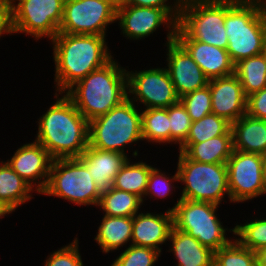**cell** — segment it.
Instances as JSON below:
<instances>
[{
	"mask_svg": "<svg viewBox=\"0 0 266 266\" xmlns=\"http://www.w3.org/2000/svg\"><path fill=\"white\" fill-rule=\"evenodd\" d=\"M51 42L55 93H65L76 82L113 58L106 36L57 33Z\"/></svg>",
	"mask_w": 266,
	"mask_h": 266,
	"instance_id": "obj_1",
	"label": "cell"
},
{
	"mask_svg": "<svg viewBox=\"0 0 266 266\" xmlns=\"http://www.w3.org/2000/svg\"><path fill=\"white\" fill-rule=\"evenodd\" d=\"M54 95L56 101L38 119L35 141L53 159L78 158L88 147L89 121L64 93Z\"/></svg>",
	"mask_w": 266,
	"mask_h": 266,
	"instance_id": "obj_2",
	"label": "cell"
},
{
	"mask_svg": "<svg viewBox=\"0 0 266 266\" xmlns=\"http://www.w3.org/2000/svg\"><path fill=\"white\" fill-rule=\"evenodd\" d=\"M126 71L112 58L103 67L76 82L64 94L91 121L128 98Z\"/></svg>",
	"mask_w": 266,
	"mask_h": 266,
	"instance_id": "obj_3",
	"label": "cell"
},
{
	"mask_svg": "<svg viewBox=\"0 0 266 266\" xmlns=\"http://www.w3.org/2000/svg\"><path fill=\"white\" fill-rule=\"evenodd\" d=\"M224 25L234 64L266 52V11L259 0H226Z\"/></svg>",
	"mask_w": 266,
	"mask_h": 266,
	"instance_id": "obj_4",
	"label": "cell"
},
{
	"mask_svg": "<svg viewBox=\"0 0 266 266\" xmlns=\"http://www.w3.org/2000/svg\"><path fill=\"white\" fill-rule=\"evenodd\" d=\"M138 106L127 98L106 114L89 121L88 146L127 155V146L143 141Z\"/></svg>",
	"mask_w": 266,
	"mask_h": 266,
	"instance_id": "obj_5",
	"label": "cell"
},
{
	"mask_svg": "<svg viewBox=\"0 0 266 266\" xmlns=\"http://www.w3.org/2000/svg\"><path fill=\"white\" fill-rule=\"evenodd\" d=\"M226 0H182L175 40H197L227 50Z\"/></svg>",
	"mask_w": 266,
	"mask_h": 266,
	"instance_id": "obj_6",
	"label": "cell"
},
{
	"mask_svg": "<svg viewBox=\"0 0 266 266\" xmlns=\"http://www.w3.org/2000/svg\"><path fill=\"white\" fill-rule=\"evenodd\" d=\"M176 204L168 210L173 212L174 227L196 238L203 246L216 252L228 245L233 239L226 237V231L233 229L223 227L218 219L219 205L209 202H195L177 198Z\"/></svg>",
	"mask_w": 266,
	"mask_h": 266,
	"instance_id": "obj_7",
	"label": "cell"
},
{
	"mask_svg": "<svg viewBox=\"0 0 266 266\" xmlns=\"http://www.w3.org/2000/svg\"><path fill=\"white\" fill-rule=\"evenodd\" d=\"M177 171L184 184L180 199L220 205L226 195L231 203L226 163H201L179 152Z\"/></svg>",
	"mask_w": 266,
	"mask_h": 266,
	"instance_id": "obj_8",
	"label": "cell"
},
{
	"mask_svg": "<svg viewBox=\"0 0 266 266\" xmlns=\"http://www.w3.org/2000/svg\"><path fill=\"white\" fill-rule=\"evenodd\" d=\"M41 194L96 207L101 197L87 167L78 158L53 159L47 186Z\"/></svg>",
	"mask_w": 266,
	"mask_h": 266,
	"instance_id": "obj_9",
	"label": "cell"
},
{
	"mask_svg": "<svg viewBox=\"0 0 266 266\" xmlns=\"http://www.w3.org/2000/svg\"><path fill=\"white\" fill-rule=\"evenodd\" d=\"M65 0H11L13 34L51 41L59 32ZM17 2V4H16Z\"/></svg>",
	"mask_w": 266,
	"mask_h": 266,
	"instance_id": "obj_10",
	"label": "cell"
},
{
	"mask_svg": "<svg viewBox=\"0 0 266 266\" xmlns=\"http://www.w3.org/2000/svg\"><path fill=\"white\" fill-rule=\"evenodd\" d=\"M116 7L105 0H65L58 33L106 36L116 22Z\"/></svg>",
	"mask_w": 266,
	"mask_h": 266,
	"instance_id": "obj_11",
	"label": "cell"
},
{
	"mask_svg": "<svg viewBox=\"0 0 266 266\" xmlns=\"http://www.w3.org/2000/svg\"><path fill=\"white\" fill-rule=\"evenodd\" d=\"M181 8H152L120 5L116 9V22L124 37L130 40L144 39L166 25L167 41L175 39L177 21Z\"/></svg>",
	"mask_w": 266,
	"mask_h": 266,
	"instance_id": "obj_12",
	"label": "cell"
},
{
	"mask_svg": "<svg viewBox=\"0 0 266 266\" xmlns=\"http://www.w3.org/2000/svg\"><path fill=\"white\" fill-rule=\"evenodd\" d=\"M226 166L231 203H243L266 195L263 155L233 150Z\"/></svg>",
	"mask_w": 266,
	"mask_h": 266,
	"instance_id": "obj_13",
	"label": "cell"
},
{
	"mask_svg": "<svg viewBox=\"0 0 266 266\" xmlns=\"http://www.w3.org/2000/svg\"><path fill=\"white\" fill-rule=\"evenodd\" d=\"M128 98L146 108H168L179 102L170 75L164 68L126 71ZM132 96V97H131Z\"/></svg>",
	"mask_w": 266,
	"mask_h": 266,
	"instance_id": "obj_14",
	"label": "cell"
},
{
	"mask_svg": "<svg viewBox=\"0 0 266 266\" xmlns=\"http://www.w3.org/2000/svg\"><path fill=\"white\" fill-rule=\"evenodd\" d=\"M6 162L38 195L45 190L53 158L39 142L23 144Z\"/></svg>",
	"mask_w": 266,
	"mask_h": 266,
	"instance_id": "obj_15",
	"label": "cell"
},
{
	"mask_svg": "<svg viewBox=\"0 0 266 266\" xmlns=\"http://www.w3.org/2000/svg\"><path fill=\"white\" fill-rule=\"evenodd\" d=\"M165 45L167 46L165 67L179 98L208 85L209 79L175 39Z\"/></svg>",
	"mask_w": 266,
	"mask_h": 266,
	"instance_id": "obj_16",
	"label": "cell"
},
{
	"mask_svg": "<svg viewBox=\"0 0 266 266\" xmlns=\"http://www.w3.org/2000/svg\"><path fill=\"white\" fill-rule=\"evenodd\" d=\"M212 113L231 124L246 114L247 97L235 74L209 80Z\"/></svg>",
	"mask_w": 266,
	"mask_h": 266,
	"instance_id": "obj_17",
	"label": "cell"
},
{
	"mask_svg": "<svg viewBox=\"0 0 266 266\" xmlns=\"http://www.w3.org/2000/svg\"><path fill=\"white\" fill-rule=\"evenodd\" d=\"M173 226V212L170 210L159 214L141 211L133 216L131 244L152 248L161 253V245L169 240Z\"/></svg>",
	"mask_w": 266,
	"mask_h": 266,
	"instance_id": "obj_18",
	"label": "cell"
},
{
	"mask_svg": "<svg viewBox=\"0 0 266 266\" xmlns=\"http://www.w3.org/2000/svg\"><path fill=\"white\" fill-rule=\"evenodd\" d=\"M78 159L87 167L96 188L102 194L113 187L117 173L129 158L115 151L88 146Z\"/></svg>",
	"mask_w": 266,
	"mask_h": 266,
	"instance_id": "obj_19",
	"label": "cell"
},
{
	"mask_svg": "<svg viewBox=\"0 0 266 266\" xmlns=\"http://www.w3.org/2000/svg\"><path fill=\"white\" fill-rule=\"evenodd\" d=\"M211 80L234 74L235 64L228 51L197 40H176Z\"/></svg>",
	"mask_w": 266,
	"mask_h": 266,
	"instance_id": "obj_20",
	"label": "cell"
},
{
	"mask_svg": "<svg viewBox=\"0 0 266 266\" xmlns=\"http://www.w3.org/2000/svg\"><path fill=\"white\" fill-rule=\"evenodd\" d=\"M168 241L172 243L169 251L178 260L176 266H213L214 252L188 233L173 226Z\"/></svg>",
	"mask_w": 266,
	"mask_h": 266,
	"instance_id": "obj_21",
	"label": "cell"
},
{
	"mask_svg": "<svg viewBox=\"0 0 266 266\" xmlns=\"http://www.w3.org/2000/svg\"><path fill=\"white\" fill-rule=\"evenodd\" d=\"M231 131L234 150L266 154V120L245 114L231 124Z\"/></svg>",
	"mask_w": 266,
	"mask_h": 266,
	"instance_id": "obj_22",
	"label": "cell"
},
{
	"mask_svg": "<svg viewBox=\"0 0 266 266\" xmlns=\"http://www.w3.org/2000/svg\"><path fill=\"white\" fill-rule=\"evenodd\" d=\"M233 150L232 135H220L201 143H183L179 147V152L189 159L210 164L227 163Z\"/></svg>",
	"mask_w": 266,
	"mask_h": 266,
	"instance_id": "obj_23",
	"label": "cell"
},
{
	"mask_svg": "<svg viewBox=\"0 0 266 266\" xmlns=\"http://www.w3.org/2000/svg\"><path fill=\"white\" fill-rule=\"evenodd\" d=\"M95 242L103 253L114 252L132 240L133 217L103 215Z\"/></svg>",
	"mask_w": 266,
	"mask_h": 266,
	"instance_id": "obj_24",
	"label": "cell"
},
{
	"mask_svg": "<svg viewBox=\"0 0 266 266\" xmlns=\"http://www.w3.org/2000/svg\"><path fill=\"white\" fill-rule=\"evenodd\" d=\"M33 192L36 191L6 161L0 162V200L15 212L26 201L32 200Z\"/></svg>",
	"mask_w": 266,
	"mask_h": 266,
	"instance_id": "obj_25",
	"label": "cell"
},
{
	"mask_svg": "<svg viewBox=\"0 0 266 266\" xmlns=\"http://www.w3.org/2000/svg\"><path fill=\"white\" fill-rule=\"evenodd\" d=\"M143 200L132 194L112 187L101 194L98 206L105 216L133 217L139 213Z\"/></svg>",
	"mask_w": 266,
	"mask_h": 266,
	"instance_id": "obj_26",
	"label": "cell"
},
{
	"mask_svg": "<svg viewBox=\"0 0 266 266\" xmlns=\"http://www.w3.org/2000/svg\"><path fill=\"white\" fill-rule=\"evenodd\" d=\"M234 74L240 80L246 97L266 87V52L235 64Z\"/></svg>",
	"mask_w": 266,
	"mask_h": 266,
	"instance_id": "obj_27",
	"label": "cell"
},
{
	"mask_svg": "<svg viewBox=\"0 0 266 266\" xmlns=\"http://www.w3.org/2000/svg\"><path fill=\"white\" fill-rule=\"evenodd\" d=\"M130 159L131 158L126 161L117 173L113 187L115 189L136 194L141 197L144 202L148 176L153 166L142 161L131 163Z\"/></svg>",
	"mask_w": 266,
	"mask_h": 266,
	"instance_id": "obj_28",
	"label": "cell"
},
{
	"mask_svg": "<svg viewBox=\"0 0 266 266\" xmlns=\"http://www.w3.org/2000/svg\"><path fill=\"white\" fill-rule=\"evenodd\" d=\"M143 141L170 144L168 108H146L141 111ZM155 142V143H154Z\"/></svg>",
	"mask_w": 266,
	"mask_h": 266,
	"instance_id": "obj_29",
	"label": "cell"
},
{
	"mask_svg": "<svg viewBox=\"0 0 266 266\" xmlns=\"http://www.w3.org/2000/svg\"><path fill=\"white\" fill-rule=\"evenodd\" d=\"M220 135H232L231 123L210 113L200 120L192 122L189 135L184 143H201Z\"/></svg>",
	"mask_w": 266,
	"mask_h": 266,
	"instance_id": "obj_30",
	"label": "cell"
},
{
	"mask_svg": "<svg viewBox=\"0 0 266 266\" xmlns=\"http://www.w3.org/2000/svg\"><path fill=\"white\" fill-rule=\"evenodd\" d=\"M213 266H257L256 252L233 239L228 245L214 252Z\"/></svg>",
	"mask_w": 266,
	"mask_h": 266,
	"instance_id": "obj_31",
	"label": "cell"
},
{
	"mask_svg": "<svg viewBox=\"0 0 266 266\" xmlns=\"http://www.w3.org/2000/svg\"><path fill=\"white\" fill-rule=\"evenodd\" d=\"M234 237L242 246L253 252L266 246V217L255 218L253 221H246L244 224H236Z\"/></svg>",
	"mask_w": 266,
	"mask_h": 266,
	"instance_id": "obj_32",
	"label": "cell"
},
{
	"mask_svg": "<svg viewBox=\"0 0 266 266\" xmlns=\"http://www.w3.org/2000/svg\"><path fill=\"white\" fill-rule=\"evenodd\" d=\"M161 254L155 249L135 246L129 242V246L122 250L110 266H154Z\"/></svg>",
	"mask_w": 266,
	"mask_h": 266,
	"instance_id": "obj_33",
	"label": "cell"
},
{
	"mask_svg": "<svg viewBox=\"0 0 266 266\" xmlns=\"http://www.w3.org/2000/svg\"><path fill=\"white\" fill-rule=\"evenodd\" d=\"M174 182L179 183L177 170L176 173L170 177L169 174L166 175L165 171L162 172L161 169L153 167L148 176L147 187L144 194L145 200H147L146 196L152 199H166L165 197L170 196L173 193L172 191L176 188V186L172 184Z\"/></svg>",
	"mask_w": 266,
	"mask_h": 266,
	"instance_id": "obj_34",
	"label": "cell"
},
{
	"mask_svg": "<svg viewBox=\"0 0 266 266\" xmlns=\"http://www.w3.org/2000/svg\"><path fill=\"white\" fill-rule=\"evenodd\" d=\"M168 116L170 119V143H178L180 147L189 135L192 120L180 101L168 107Z\"/></svg>",
	"mask_w": 266,
	"mask_h": 266,
	"instance_id": "obj_35",
	"label": "cell"
},
{
	"mask_svg": "<svg viewBox=\"0 0 266 266\" xmlns=\"http://www.w3.org/2000/svg\"><path fill=\"white\" fill-rule=\"evenodd\" d=\"M179 101L185 107L192 122L212 113L211 93L208 85L182 96Z\"/></svg>",
	"mask_w": 266,
	"mask_h": 266,
	"instance_id": "obj_36",
	"label": "cell"
},
{
	"mask_svg": "<svg viewBox=\"0 0 266 266\" xmlns=\"http://www.w3.org/2000/svg\"><path fill=\"white\" fill-rule=\"evenodd\" d=\"M79 250V241L75 237L73 242L51 252L45 260L44 266H83Z\"/></svg>",
	"mask_w": 266,
	"mask_h": 266,
	"instance_id": "obj_37",
	"label": "cell"
},
{
	"mask_svg": "<svg viewBox=\"0 0 266 266\" xmlns=\"http://www.w3.org/2000/svg\"><path fill=\"white\" fill-rule=\"evenodd\" d=\"M246 114L253 118L266 120V87L247 97Z\"/></svg>",
	"mask_w": 266,
	"mask_h": 266,
	"instance_id": "obj_38",
	"label": "cell"
},
{
	"mask_svg": "<svg viewBox=\"0 0 266 266\" xmlns=\"http://www.w3.org/2000/svg\"><path fill=\"white\" fill-rule=\"evenodd\" d=\"M11 0H0V38L3 34H13Z\"/></svg>",
	"mask_w": 266,
	"mask_h": 266,
	"instance_id": "obj_39",
	"label": "cell"
},
{
	"mask_svg": "<svg viewBox=\"0 0 266 266\" xmlns=\"http://www.w3.org/2000/svg\"><path fill=\"white\" fill-rule=\"evenodd\" d=\"M168 0H121L120 5H132L152 8H181L182 0H174L173 5Z\"/></svg>",
	"mask_w": 266,
	"mask_h": 266,
	"instance_id": "obj_40",
	"label": "cell"
},
{
	"mask_svg": "<svg viewBox=\"0 0 266 266\" xmlns=\"http://www.w3.org/2000/svg\"><path fill=\"white\" fill-rule=\"evenodd\" d=\"M257 266H266V246L256 251Z\"/></svg>",
	"mask_w": 266,
	"mask_h": 266,
	"instance_id": "obj_41",
	"label": "cell"
},
{
	"mask_svg": "<svg viewBox=\"0 0 266 266\" xmlns=\"http://www.w3.org/2000/svg\"><path fill=\"white\" fill-rule=\"evenodd\" d=\"M14 211L7 205L5 204L2 200H0V219L6 216V214H11Z\"/></svg>",
	"mask_w": 266,
	"mask_h": 266,
	"instance_id": "obj_42",
	"label": "cell"
},
{
	"mask_svg": "<svg viewBox=\"0 0 266 266\" xmlns=\"http://www.w3.org/2000/svg\"><path fill=\"white\" fill-rule=\"evenodd\" d=\"M263 175H264L265 192H266V154L263 155Z\"/></svg>",
	"mask_w": 266,
	"mask_h": 266,
	"instance_id": "obj_43",
	"label": "cell"
},
{
	"mask_svg": "<svg viewBox=\"0 0 266 266\" xmlns=\"http://www.w3.org/2000/svg\"><path fill=\"white\" fill-rule=\"evenodd\" d=\"M111 2L116 8H118L121 4V0H105Z\"/></svg>",
	"mask_w": 266,
	"mask_h": 266,
	"instance_id": "obj_44",
	"label": "cell"
},
{
	"mask_svg": "<svg viewBox=\"0 0 266 266\" xmlns=\"http://www.w3.org/2000/svg\"><path fill=\"white\" fill-rule=\"evenodd\" d=\"M261 2V5L263 6V8L266 11V0H259Z\"/></svg>",
	"mask_w": 266,
	"mask_h": 266,
	"instance_id": "obj_45",
	"label": "cell"
}]
</instances>
